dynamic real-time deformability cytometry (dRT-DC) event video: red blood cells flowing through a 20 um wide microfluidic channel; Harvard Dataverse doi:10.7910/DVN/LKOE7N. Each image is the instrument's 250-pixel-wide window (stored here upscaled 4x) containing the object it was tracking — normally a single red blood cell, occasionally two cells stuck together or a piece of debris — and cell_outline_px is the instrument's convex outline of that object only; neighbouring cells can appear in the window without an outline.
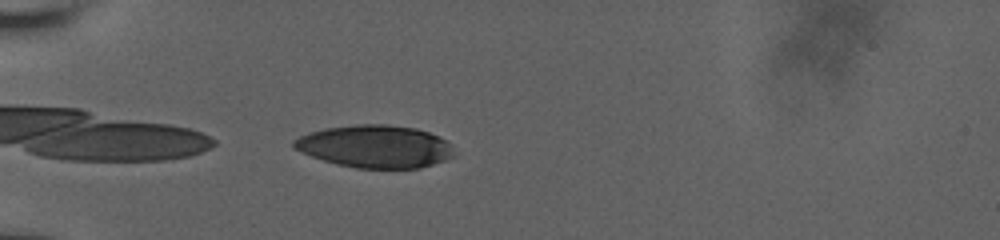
{"species": "human", "species_latin": "Homo sapiens", "temperature_condition": "room temperature", "stored_images_in_passage": 39, "camera_frame_rate_fps": 3000, "um_per_image_px": 0.085, "donor": {"sex": "male"}, "frame": {"image": 1, "passage_image": 1, "time_ms": 0.0, "image_size_px": [1000, 240], "cell_outline_px": [[456, 156], [420, 168], [356, 168], [336, 164], [312, 156], [292, 148], [292, 140], [300, 136], [312, 132], [328, 128], [356, 124], [388, 124], [416, 128], [428, 132], [444, 140], [448, 144]], "centroid_in_image_um": [31.87, 12.45], "position_along_channel_um": 53.1, "area_um2": 39.48}}
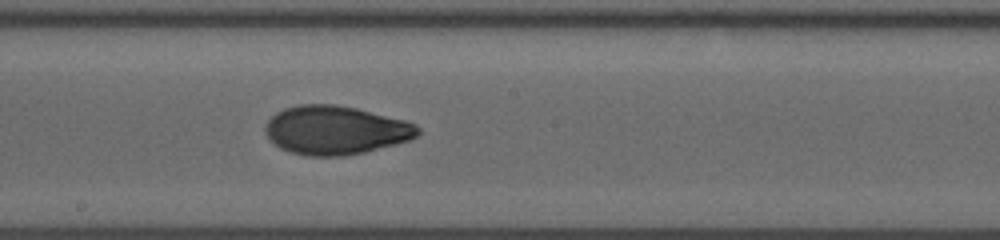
{"frame": {"image": 2, "passage_image": 16, "time_ms": 5.0, "image_size_px": [1000, 240], "cell_outline_px": [[420, 132], [416, 136], [408, 140], [396, 144], [364, 152], [344, 156], [308, 156], [292, 152], [280, 148], [268, 136], [264, 128], [268, 120], [276, 112], [284, 108], [300, 104], [336, 104], [356, 108], [404, 120], [416, 124], [420, 128]], "centroid_in_image_um": [28.52, 11.06], "position_along_channel_um": 219.7, "area_um2": 43.12}}
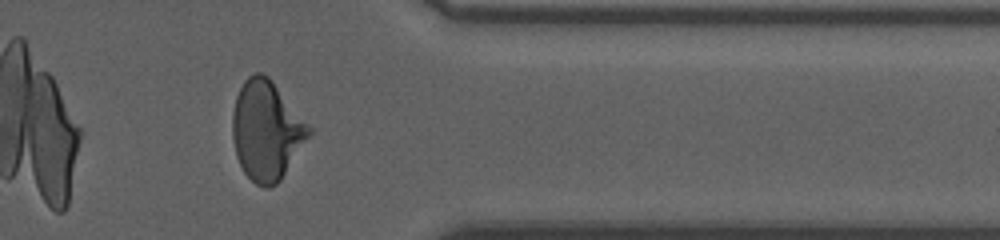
{"frame": {"image": 3, "passage_image": 30, "time_ms": 9.667, "image_size_px": [1000, 240], "cell_outline_px": [[312, 132], [280, 180], [276, 184], [268, 188], [264, 188], [256, 184], [244, 172], [236, 156], [232, 136], [232, 112], [236, 96], [244, 80], [248, 76], [256, 72], [260, 72], [268, 76], [272, 80], [312, 128]], "centroid_in_image_um": [22.63, 11.07], "position_along_channel_um": 388.8, "area_um2": 44.1}, "authors_computed_cell_mechanics": {"area_um2": 42.6564, "velocity_mm_per_s": 3.8082, "shape_relaxation_time_tau1_ms": 5.6316, "shape_relaxation_time_tau2_ms": 1.8213, "deformation_change_tau1": 0.1836, "deformation_change_tau2": 0.064}}